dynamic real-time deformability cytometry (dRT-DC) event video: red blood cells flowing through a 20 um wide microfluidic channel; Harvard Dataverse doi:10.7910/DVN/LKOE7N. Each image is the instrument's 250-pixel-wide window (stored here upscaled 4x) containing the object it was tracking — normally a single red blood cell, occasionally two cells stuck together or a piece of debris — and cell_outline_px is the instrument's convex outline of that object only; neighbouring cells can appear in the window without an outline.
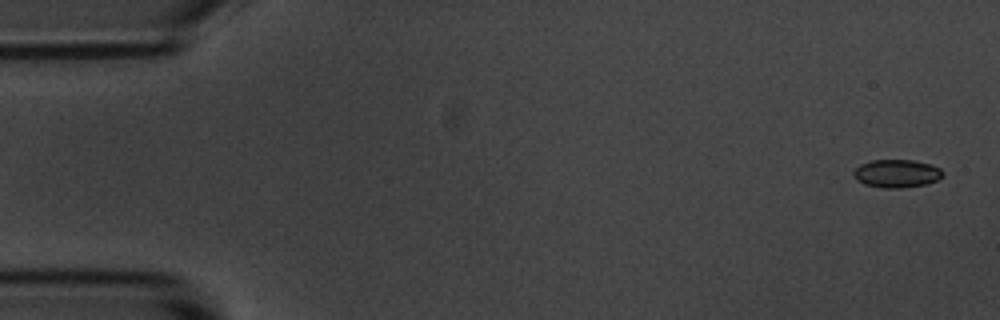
{"species": "common noctule bat (a hibernating species)", "species_latin": "Nyctalus noctula", "temperature_condition": "room temperature", "stored_images_in_passage": 5, "camera_frame_rate_fps": 3000, "um_per_image_px": 0.085, "animal": {"sex": "male", "body_mass_g": 20.1, "forearm_length_mm": 53.5}, "frame": {"image": 1, "passage_image": 1, "time_ms": 0.0, "image_size_px": [1000, 320], "cell_outline_px": [[944, 176], [928, 184], [900, 188], [884, 188], [864, 184], [856, 180], [852, 172], [860, 164], [872, 160], [912, 160], [932, 164], [940, 168], [944, 172]], "centroid_in_image_um": [76.23, 14.75], "position_along_channel_um": 8.8, "area_um2": 14.74}}
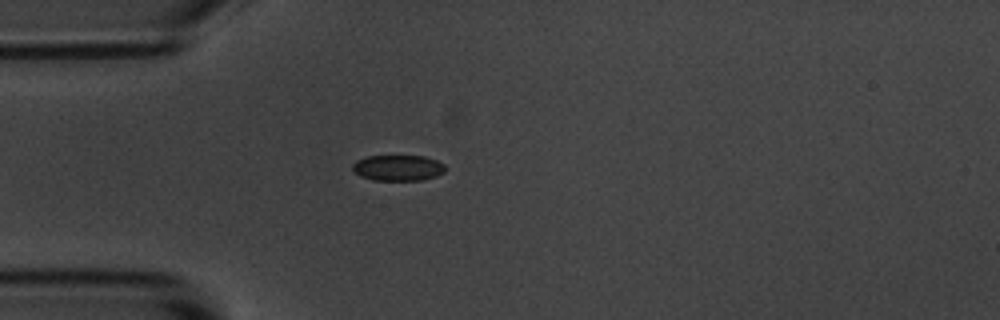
{"frame": {"image": 2, "passage_image": 4, "time_ms": 4.333, "image_size_px": [1000, 320], "cell_outline_px": [[444, 172], [436, 176], [420, 180], [372, 180], [360, 176], [352, 172], [352, 164], [356, 160], [368, 156], [424, 156], [436, 160], [444, 164]], "centroid_in_image_um": [33.78, 14.27], "position_along_channel_um": 51.2, "area_um2": 13.99}}